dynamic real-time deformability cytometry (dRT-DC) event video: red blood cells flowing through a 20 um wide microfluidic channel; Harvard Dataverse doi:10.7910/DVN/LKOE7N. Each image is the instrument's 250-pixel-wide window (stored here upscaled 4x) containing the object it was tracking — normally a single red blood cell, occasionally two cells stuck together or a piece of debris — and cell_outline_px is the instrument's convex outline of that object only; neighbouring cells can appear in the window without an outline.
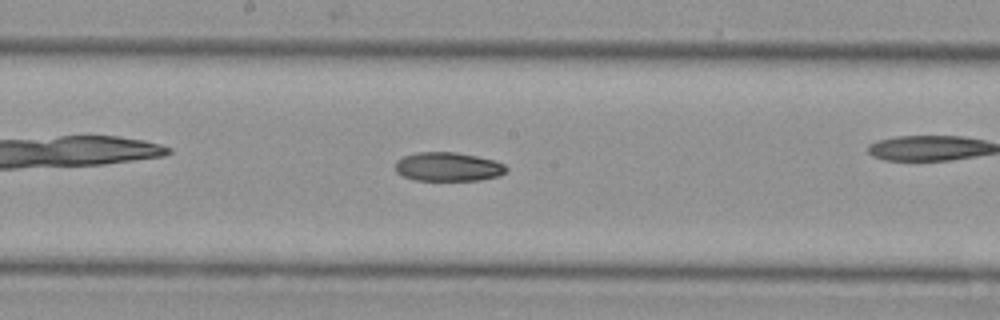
{"species": "Egyptian fruit bat (a non-hibernating species)", "species_latin": "Rousettus aegyptiacus", "temperature_condition": "cold", "stored_images_in_passage": 42, "camera_frame_rate_fps": 3000, "um_per_image_px": 0.085, "animal": {"sex": "female"}, "frame": {"image": 1, "passage_image": 24, "time_ms": 7.667, "image_size_px": [1000, 320], "cell_outline_px": [[508, 168], [500, 176], [480, 180], [412, 180], [396, 172], [396, 160], [404, 156], [420, 152], [456, 152], [496, 160], [504, 164]], "centroid_in_image_um": [38.1, 14.18], "position_along_channel_um": 210.1, "area_um2": 18.73}}